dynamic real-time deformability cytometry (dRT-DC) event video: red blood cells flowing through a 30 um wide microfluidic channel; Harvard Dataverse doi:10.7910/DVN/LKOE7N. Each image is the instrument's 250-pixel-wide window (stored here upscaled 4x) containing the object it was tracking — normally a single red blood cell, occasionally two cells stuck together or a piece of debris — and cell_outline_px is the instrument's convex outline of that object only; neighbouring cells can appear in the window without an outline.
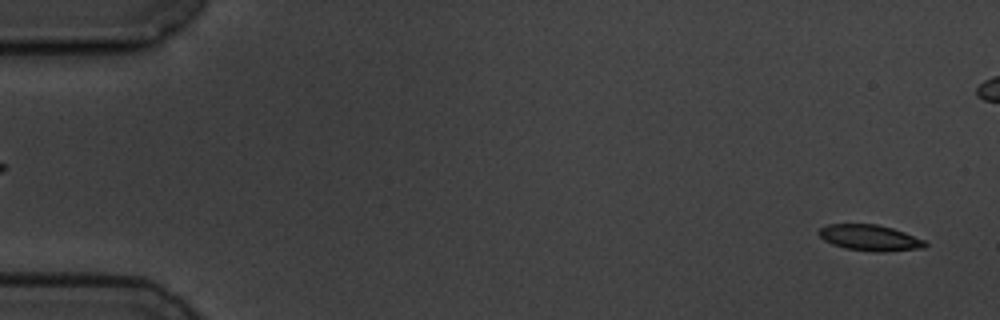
{"species": "common noctule bat (a hibernating species)", "species_latin": "Nyctalus noctula", "temperature_condition": "cold", "stored_images_in_passage": 6, "camera_frame_rate_fps": 3000, "um_per_image_px": 0.085, "animal": {"sex": "male", "body_mass_g": 19.5, "forearm_length_mm": 54.6}, "frame": {"image": 1, "passage_image": 1, "time_ms": 0.0, "image_size_px": [1000, 320], "cell_outline_px": [[928, 244], [924, 248], [884, 252], [876, 252], [844, 248], [832, 244], [824, 240], [816, 232], [820, 228], [828, 224], [876, 224], [892, 228], [904, 232], [924, 240]], "centroid_in_image_um": [73.93, 20.21], "position_along_channel_um": 11.1, "area_um2": 16.13}}